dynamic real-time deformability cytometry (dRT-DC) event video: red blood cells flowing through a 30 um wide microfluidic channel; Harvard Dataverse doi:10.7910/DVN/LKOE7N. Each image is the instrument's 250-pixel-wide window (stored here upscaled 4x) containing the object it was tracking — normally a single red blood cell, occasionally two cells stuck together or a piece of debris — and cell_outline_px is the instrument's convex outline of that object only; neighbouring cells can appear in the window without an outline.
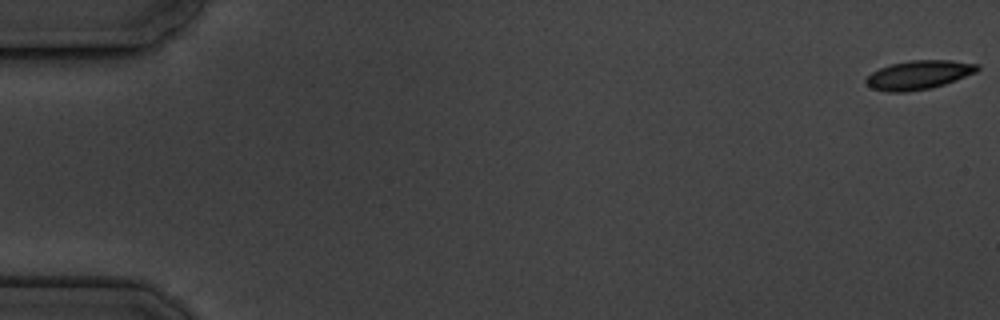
{"species": "common noctule bat (a hibernating species)", "species_latin": "Nyctalus noctula", "temperature_condition": "cold", "stored_images_in_passage": 11, "camera_frame_rate_fps": 3000, "um_per_image_px": 0.085, "animal": {"sex": "male", "body_mass_g": 19.5, "forearm_length_mm": 54.6}, "frame": {"image": 1, "passage_image": 1, "time_ms": 0.0, "image_size_px": [1000, 320], "cell_outline_px": [[980, 68], [976, 72], [944, 84], [932, 88], [904, 92], [888, 92], [872, 88], [864, 80], [872, 72], [880, 68], [892, 64], [912, 60], [952, 60], [980, 64]], "centroid_in_image_um": [78.11, 6.36], "position_along_channel_um": 6.9, "area_um2": 18.61}}
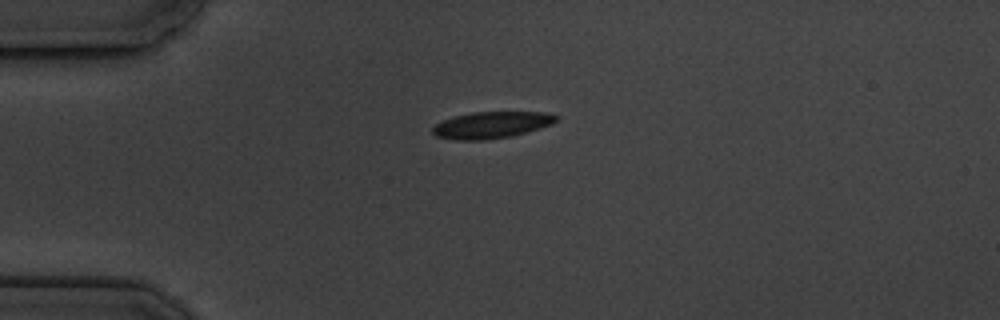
{"frame": {"image": 2, "passage_image": 5, "time_ms": 4.667, "image_size_px": [1000, 320], "cell_outline_px": [[560, 116], [552, 124], [540, 128], [512, 136], [484, 140], [456, 140], [436, 136], [432, 132], [432, 128], [436, 124], [444, 120], [456, 116], [472, 112], [544, 112]], "centroid_in_image_um": [41.79, 10.62], "position_along_channel_um": 43.2, "area_um2": 19.07}}
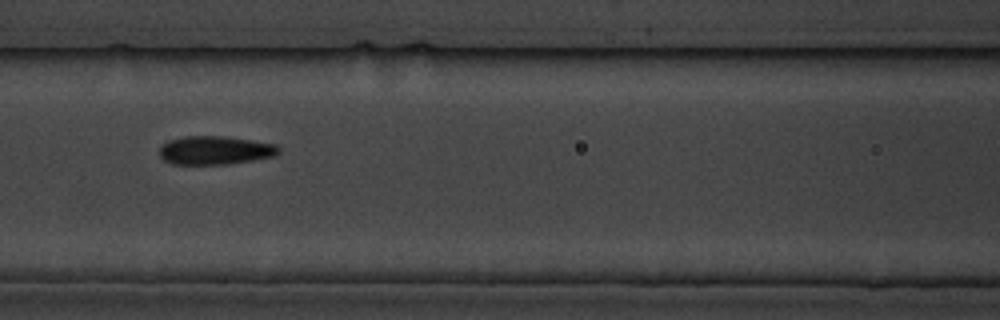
{"frame": {"image": 3, "passage_image": 8, "time_ms": 8.333, "image_size_px": [1000, 320], "cell_outline_px": [[280, 152], [276, 156], [228, 164], [172, 164], [164, 160], [160, 156], [160, 148], [164, 144], [172, 140], [184, 136], [224, 136], [252, 140], [276, 144], [280, 148]], "centroid_in_image_um": [18.33, 12.78], "position_along_channel_um": 148.3, "area_um2": 19.77}}